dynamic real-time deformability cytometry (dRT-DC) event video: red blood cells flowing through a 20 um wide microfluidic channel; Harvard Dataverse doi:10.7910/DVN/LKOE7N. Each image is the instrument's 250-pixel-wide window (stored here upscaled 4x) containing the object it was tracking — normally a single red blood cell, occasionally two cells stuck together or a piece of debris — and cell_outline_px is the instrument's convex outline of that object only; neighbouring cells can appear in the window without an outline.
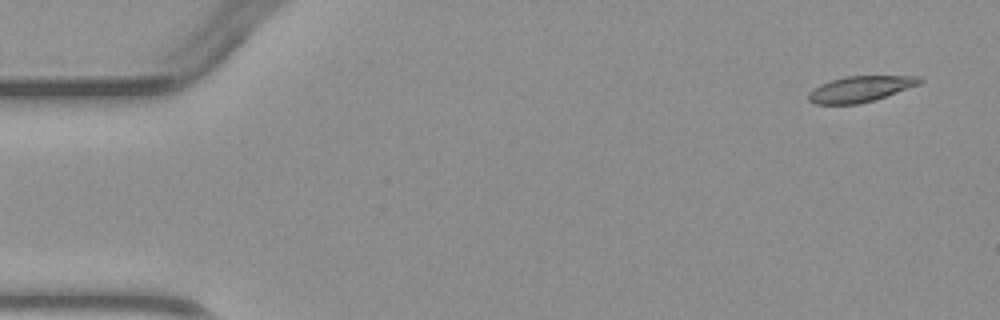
{"species": "common noctule bat (a hibernating species)", "species_latin": "Nyctalus noctula", "temperature_condition": "warm", "stored_images_in_passage": 4, "camera_frame_rate_fps": 3000, "um_per_image_px": 0.085, "animal": {"sex": "male", "body_mass_g": 23.1, "forearm_length_mm": 52.7}, "frame": {"image": 1, "passage_image": 1, "time_ms": 0.0, "image_size_px": [1000, 320], "cell_outline_px": [[924, 80], [920, 84], [876, 100], [856, 104], [816, 104], [808, 100], [808, 92], [812, 88], [820, 84], [832, 80], [848, 76], [920, 76]], "centroid_in_image_um": [73.13, 7.56], "position_along_channel_um": 11.9, "area_um2": 16.82}}
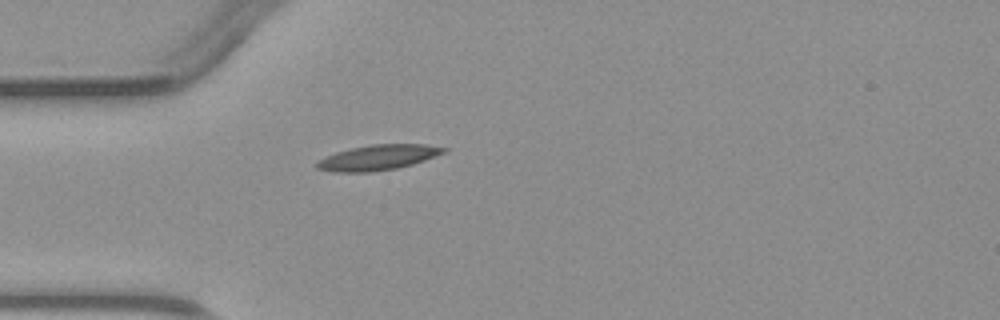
{"frame": {"image": 2, "passage_image": 4, "time_ms": 3.667, "image_size_px": [1000, 320], "cell_outline_px": [[448, 152], [412, 164], [396, 168], [372, 172], [332, 172], [316, 168], [316, 164], [320, 160], [336, 152], [352, 148], [372, 144], [424, 144], [448, 148]], "centroid_in_image_um": [32.17, 13.38], "position_along_channel_um": 52.8, "area_um2": 18.55}}